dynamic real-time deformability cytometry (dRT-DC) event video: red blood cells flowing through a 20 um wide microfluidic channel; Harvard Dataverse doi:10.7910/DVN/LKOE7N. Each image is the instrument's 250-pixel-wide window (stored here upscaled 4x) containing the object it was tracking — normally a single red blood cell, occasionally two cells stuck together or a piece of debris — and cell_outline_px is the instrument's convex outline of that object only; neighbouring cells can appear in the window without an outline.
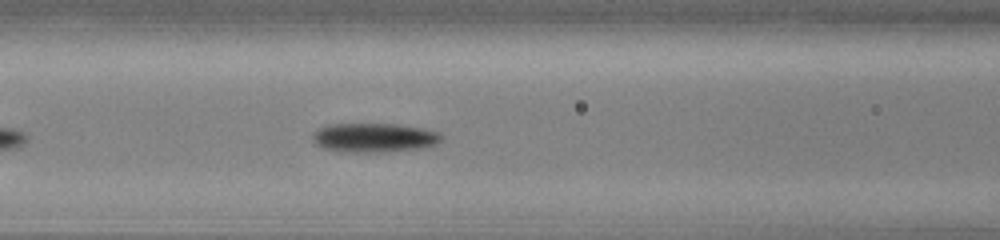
{"species": "common noctule bat (a hibernating species)", "species_latin": "Nyctalus noctula", "temperature_condition": "cold", "stored_images_in_passage": 42, "camera_frame_rate_fps": 3000, "um_per_image_px": 0.085, "animal": {"sex": "male", "body_mass_g": 13.0, "forearm_length_mm": 53.1}, "frame": {"image": 1, "passage_image": 10, "time_ms": 3.0, "image_size_px": [1000, 240], "cell_outline_px": [[444, 136], [436, 144], [424, 148], [388, 152], [344, 152], [324, 148], [316, 144], [312, 140], [312, 136], [316, 128], [328, 124], [396, 124], [420, 128], [440, 132]], "centroid_in_image_um": [31.79, 11.7], "position_along_channel_um": 134.8, "area_um2": 22.14}}
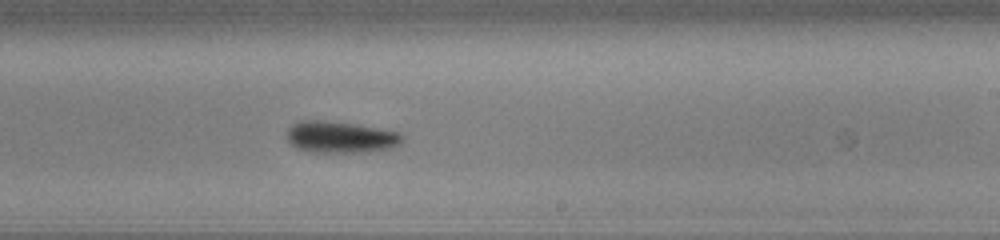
{"frame": {"image": 2, "passage_image": 20, "time_ms": 6.333, "image_size_px": [1000, 240], "cell_outline_px": [[404, 140], [400, 144], [392, 148], [368, 152], [308, 152], [292, 144], [288, 140], [288, 128], [292, 124], [300, 120], [324, 120], [356, 124], [400, 132], [404, 136]], "centroid_in_image_um": [28.99, 11.65], "position_along_channel_um": 260.0, "area_um2": 21.39}}
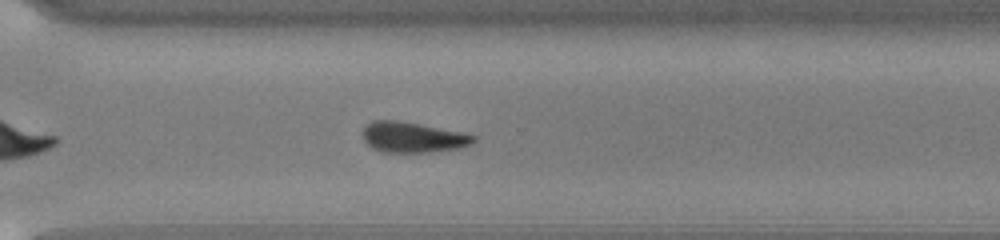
{"frame": {"image": 3, "passage_image": 26, "time_ms": 8.333, "image_size_px": [1000, 240], "cell_outline_px": [[476, 140], [472, 144], [460, 148], [432, 152], [380, 152], [372, 148], [364, 140], [360, 132], [372, 120], [400, 120], [464, 132], [476, 136]], "centroid_in_image_um": [35.09, 11.66], "position_along_channel_um": 335.5, "area_um2": 20.06}, "authors_computed_cell_mechanics": {"area_um2": 20.6635, "velocity_mm_per_s": 3.767, "shape_relaxation_time_tau1_ms": 2.3328, "shape_relaxation_time_tau2_ms": null, "deformation_change_tau1": 0.0885, "deformation_change_tau2": null}}